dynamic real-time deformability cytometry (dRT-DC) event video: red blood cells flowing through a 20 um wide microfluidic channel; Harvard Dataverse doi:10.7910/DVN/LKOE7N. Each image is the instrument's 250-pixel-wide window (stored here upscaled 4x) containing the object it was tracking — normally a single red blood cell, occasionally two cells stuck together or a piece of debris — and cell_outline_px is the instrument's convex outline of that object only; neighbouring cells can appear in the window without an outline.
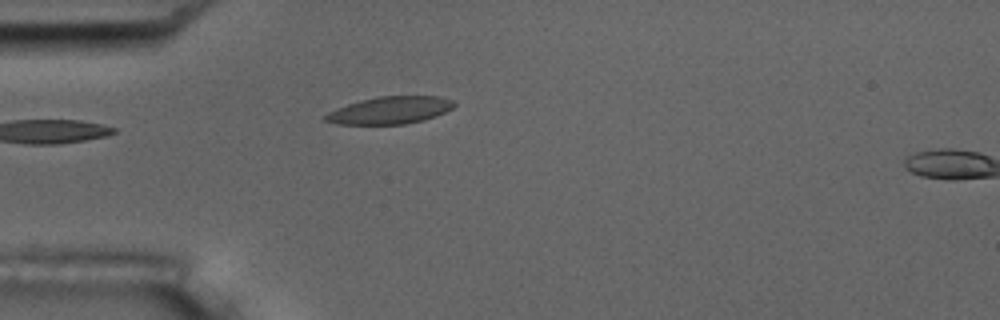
{"species": "common noctule bat (a hibernating species)", "species_latin": "Nyctalus noctula", "temperature_condition": "room temperature", "stored_images_in_passage": 5, "camera_frame_rate_fps": 3000, "um_per_image_px": 0.085, "animal": {"sex": "male", "body_mass_g": 17.5, "forearm_length_mm": 52.3}, "frame": {"image": 1, "passage_image": 4, "time_ms": 4.333, "image_size_px": [1000, 320], "cell_outline_px": [[456, 104], [452, 108], [436, 116], [424, 120], [404, 124], [336, 124], [324, 120], [324, 116], [328, 112], [336, 108], [360, 100], [376, 96], [440, 96], [452, 100]], "centroid_in_image_um": [33.14, 9.37], "position_along_channel_um": 51.9, "area_um2": 20.52}}